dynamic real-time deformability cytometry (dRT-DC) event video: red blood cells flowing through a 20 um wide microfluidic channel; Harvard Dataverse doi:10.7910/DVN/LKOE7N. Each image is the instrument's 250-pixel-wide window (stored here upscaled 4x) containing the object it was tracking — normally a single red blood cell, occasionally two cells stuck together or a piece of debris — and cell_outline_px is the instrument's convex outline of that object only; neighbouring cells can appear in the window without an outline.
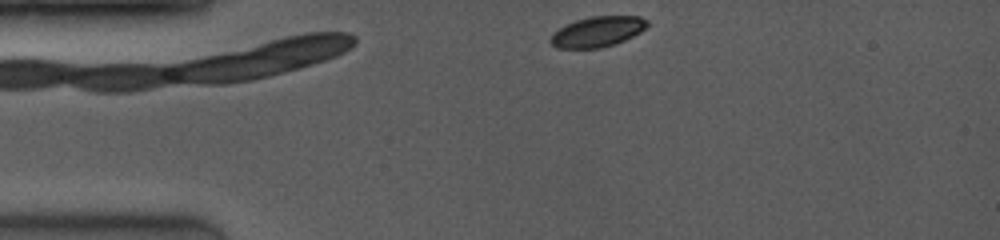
{"species": "common noctule bat (a hibernating species)", "species_latin": "Nyctalus noctula", "temperature_condition": "room temperature", "stored_images_in_passage": 45, "camera_frame_rate_fps": 4000, "um_per_image_px": 0.085, "animal": {"sex": "female", "body_mass_g": 19.0, "forearm_length_mm": 53.3}, "frame": {"image": 1, "passage_image": 1, "time_ms": 0.0, "image_size_px": [1000, 240], "cell_outline_px": [[648, 24], [640, 32], [616, 44], [600, 48], [556, 48], [548, 40], [552, 32], [576, 20], [588, 16], [640, 16], [648, 20]], "centroid_in_image_um": [50.77, 2.69], "position_along_channel_um": 34.2, "area_um2": 17.17}}
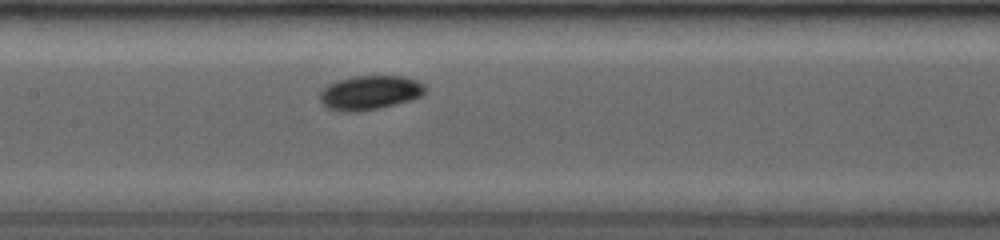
{"frame": {"image": 2, "passage_image": 23, "time_ms": 4.5, "image_size_px": [1000, 240], "cell_outline_px": [[424, 92], [420, 96], [412, 100], [380, 108], [356, 112], [336, 112], [324, 108], [320, 100], [320, 92], [324, 88], [340, 80], [360, 76], [400, 76], [416, 80], [424, 84]], "centroid_in_image_um": [31.41, 7.91], "position_along_channel_um": 176.0, "area_um2": 20.92}}
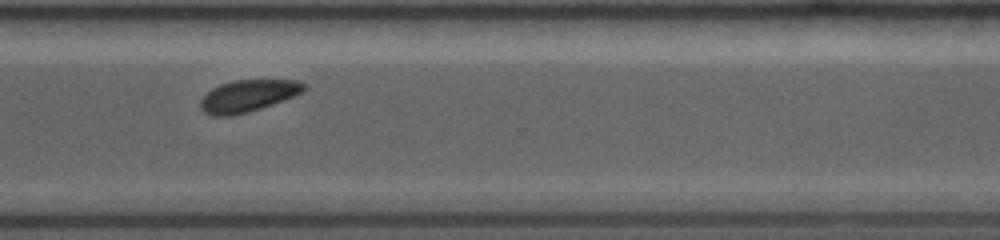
{"frame": {"image": 3, "passage_image": 44, "time_ms": 8.75, "image_size_px": [1000, 240], "cell_outline_px": [[308, 88], [284, 100], [248, 112], [232, 116], [208, 116], [200, 108], [200, 100], [212, 88], [220, 84], [236, 80], [296, 80], [304, 84]], "centroid_in_image_um": [21.03, 8.16], "position_along_channel_um": 349.6, "area_um2": 19.13}}